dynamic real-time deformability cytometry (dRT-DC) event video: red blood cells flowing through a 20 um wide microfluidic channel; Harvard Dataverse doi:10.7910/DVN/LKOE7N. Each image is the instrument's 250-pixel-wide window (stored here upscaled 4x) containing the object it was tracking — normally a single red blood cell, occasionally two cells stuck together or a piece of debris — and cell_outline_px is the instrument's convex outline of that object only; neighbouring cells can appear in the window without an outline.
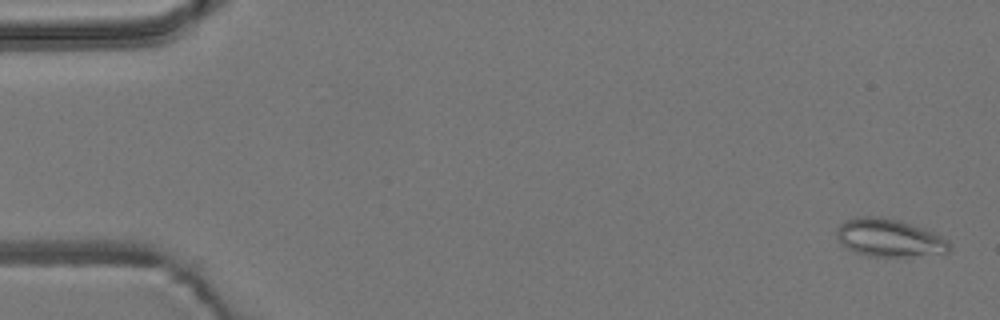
{"species": "common noctule bat (a hibernating species)", "species_latin": "Nyctalus noctula", "temperature_condition": "room temperature", "stored_images_in_passage": 54, "camera_frame_rate_fps": 3000, "um_per_image_px": 0.085, "animal": {"sex": "male", "body_mass_g": 19.2, "forearm_length_mm": 51.8}, "frame": {"image": 1, "passage_image": 2, "time_ms": 0.333, "image_size_px": [1000, 320], "cell_outline_px": [[952, 248], [948, 252], [904, 256], [868, 256], [856, 252], [848, 248], [836, 236], [836, 228], [840, 224], [856, 216], [880, 216], [900, 220], [932, 232], [948, 240]], "centroid_in_image_um": [75.57, 20.2], "position_along_channel_um": 9.4, "area_um2": 24.51}}
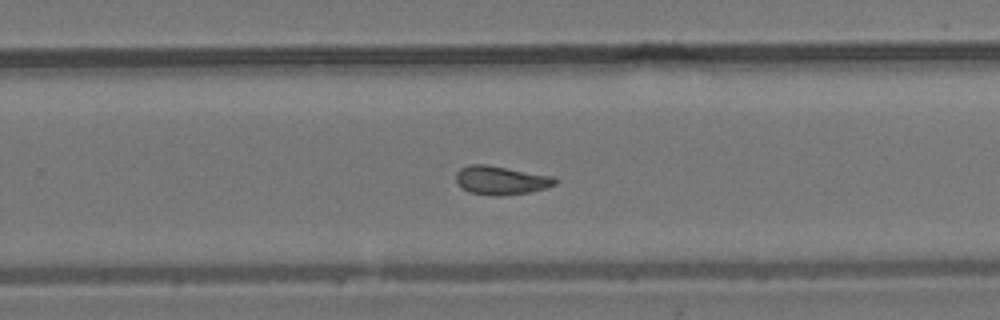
{"frame": {"image": 2, "passage_image": 35, "time_ms": 11.333, "image_size_px": [1000, 320], "cell_outline_px": [[556, 184], [548, 188], [532, 192], [500, 196], [496, 196], [468, 192], [460, 188], [456, 180], [456, 172], [460, 168], [468, 164], [488, 164], [556, 176]], "centroid_in_image_um": [42.6, 15.32], "position_along_channel_um": 287.2, "area_um2": 17.05}}
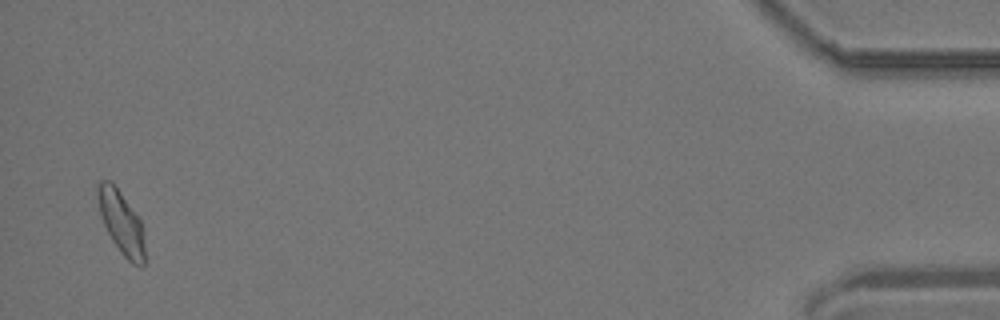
{"frame": {"image": 3, "passage_image": 53, "time_ms": 17.333, "image_size_px": [1000, 320], "cell_outline_px": [[144, 264], [132, 264], [120, 252], [112, 240], [104, 224], [100, 212], [96, 196], [96, 184], [100, 180], [112, 180], [140, 220], [144, 228]], "centroid_in_image_um": [10.29, 18.85], "position_along_channel_um": 424.9, "area_um2": 17.28}, "authors_computed_cell_mechanics": {"area_um2": 16.9643, "velocity_mm_per_s": 3.7984, "shape_relaxation_time_tau1_ms": null, "shape_relaxation_time_tau2_ms": 2.5535, "deformation_change_tau1": null, "deformation_change_tau2": 0.0909}}